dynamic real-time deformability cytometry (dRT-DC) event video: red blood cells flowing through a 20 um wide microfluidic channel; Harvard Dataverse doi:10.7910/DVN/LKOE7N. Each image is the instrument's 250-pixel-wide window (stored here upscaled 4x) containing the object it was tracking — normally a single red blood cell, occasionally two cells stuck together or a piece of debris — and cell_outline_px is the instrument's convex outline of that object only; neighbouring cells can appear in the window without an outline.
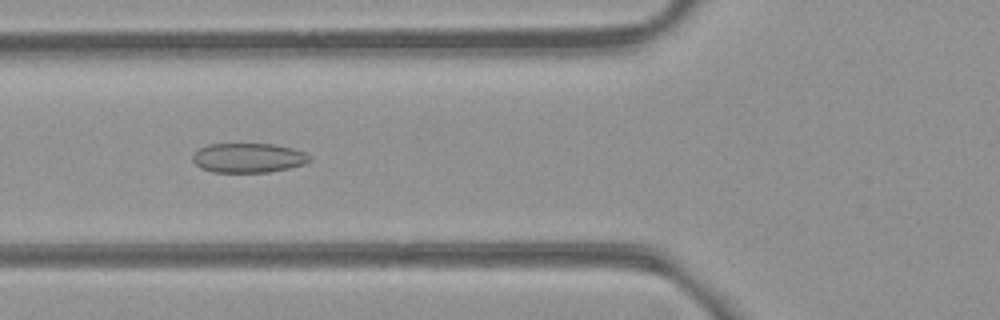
{"species": "common noctule bat (a hibernating species)", "species_latin": "Nyctalus noctula", "temperature_condition": "room temperature", "stored_images_in_passage": 53, "camera_frame_rate_fps": 3000, "um_per_image_px": 0.085, "animal": {"sex": "female", "body_mass_g": 21.9}, "frame": {"image": 1, "passage_image": 20, "time_ms": 6.333, "image_size_px": [1000, 320], "cell_outline_px": [[312, 160], [304, 164], [288, 168], [268, 172], [212, 172], [200, 168], [192, 160], [192, 156], [200, 148], [208, 144], [272, 144], [292, 148], [304, 152], [312, 156]], "centroid_in_image_um": [21.12, 13.42], "position_along_channel_um": 104.7, "area_um2": 20.11}}
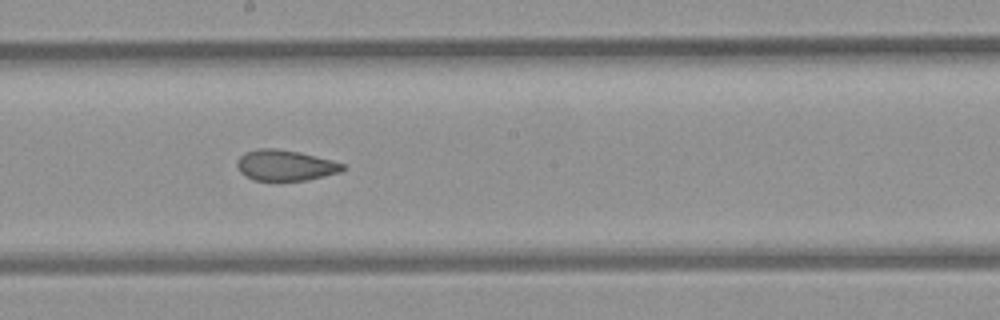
{"frame": {"image": 2, "passage_image": 29, "time_ms": 9.333, "image_size_px": [1000, 320], "cell_outline_px": [[348, 168], [340, 172], [308, 180], [252, 180], [244, 176], [240, 172], [236, 164], [240, 156], [244, 152], [256, 148], [276, 148], [300, 152], [332, 160], [344, 164]], "centroid_in_image_um": [24.24, 14.04], "position_along_channel_um": 224.0, "area_um2": 19.13}}
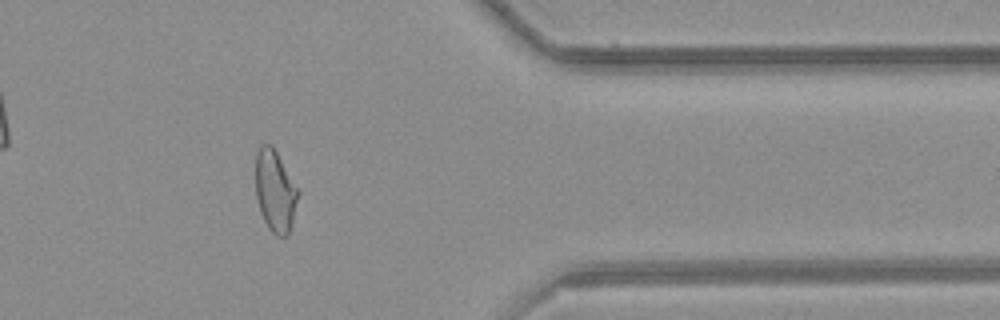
{"frame": {"image": 3, "passage_image": 43, "time_ms": 14.0, "image_size_px": [1000, 320], "cell_outline_px": [[300, 192], [292, 224], [288, 236], [276, 236], [268, 228], [260, 212], [256, 196], [256, 148], [260, 144], [272, 144]], "centroid_in_image_um": [23.39, 16.23], "position_along_channel_um": 388.0, "area_um2": 20.46}, "authors_computed_cell_mechanics": {"area_um2": 21.2126, "velocity_mm_per_s": 3.953, "shape_relaxation_time_tau1_ms": null, "shape_relaxation_time_tau2_ms": 1.935, "deformation_change_tau1": null, "deformation_change_tau2": 0.0704}}